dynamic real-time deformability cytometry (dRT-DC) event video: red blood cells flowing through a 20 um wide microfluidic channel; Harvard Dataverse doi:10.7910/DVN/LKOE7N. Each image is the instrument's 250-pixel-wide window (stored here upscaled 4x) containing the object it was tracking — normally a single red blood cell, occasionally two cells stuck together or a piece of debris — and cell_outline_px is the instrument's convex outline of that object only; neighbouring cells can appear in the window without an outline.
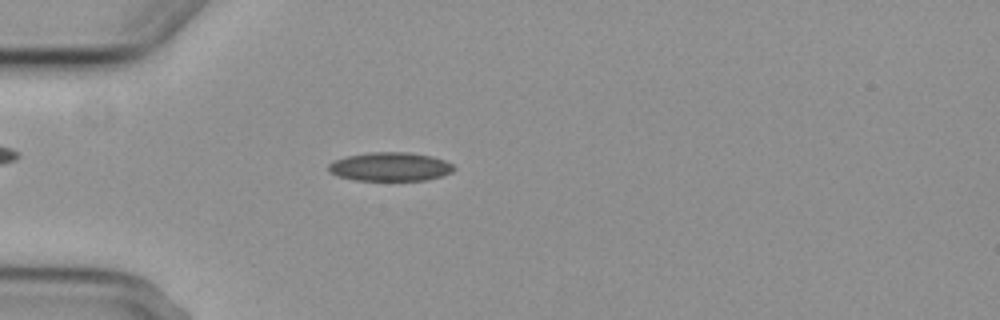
{"species": "common noctule bat (a hibernating species)", "species_latin": "Nyctalus noctula", "temperature_condition": "cold", "stored_images_in_passage": 4, "camera_frame_rate_fps": 3000, "um_per_image_px": 0.085, "animal": {"sex": "female", "body_mass_g": 29.2, "forearm_length_mm": 56.3}, "frame": {"image": 1, "passage_image": 4, "time_ms": 4.333, "image_size_px": [1000, 320], "cell_outline_px": [[456, 168], [452, 172], [440, 176], [424, 180], [356, 180], [336, 176], [328, 172], [328, 164], [332, 160], [348, 156], [368, 152], [408, 152], [432, 156], [444, 160], [452, 164]], "centroid_in_image_um": [33.12, 14.16], "position_along_channel_um": 51.9, "area_um2": 21.1}}